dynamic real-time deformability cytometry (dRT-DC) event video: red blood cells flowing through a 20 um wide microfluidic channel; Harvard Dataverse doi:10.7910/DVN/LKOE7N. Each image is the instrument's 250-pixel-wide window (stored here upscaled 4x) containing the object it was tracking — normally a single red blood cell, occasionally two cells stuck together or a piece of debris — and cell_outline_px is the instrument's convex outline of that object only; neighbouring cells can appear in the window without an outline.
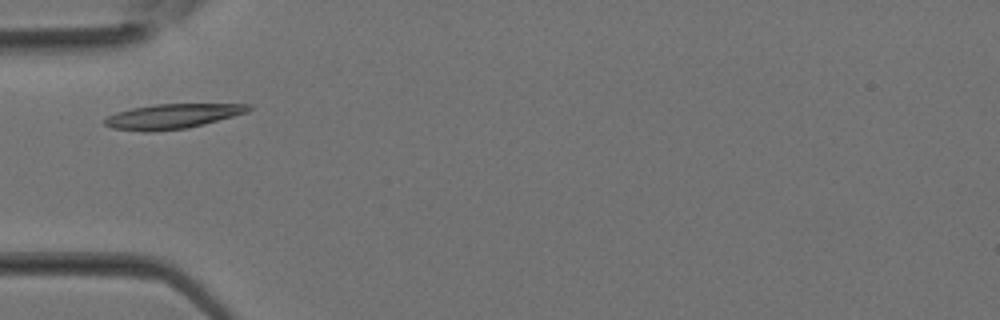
{"species": "Egyptian fruit bat (a non-hibernating species)", "species_latin": "Rousettus aegyptiacus", "temperature_condition": "room temperature", "stored_images_in_passage": 24, "camera_frame_rate_fps": 3000, "um_per_image_px": 0.085, "animal": {"sex": "female"}, "frame": {"image": 1, "passage_image": 2, "time_ms": 0.333, "image_size_px": [1000, 320], "cell_outline_px": [[252, 108], [248, 112], [204, 124], [188, 128], [152, 132], [144, 132], [112, 128], [104, 124], [104, 120], [108, 116], [116, 112], [132, 108], [156, 104], [252, 104]], "centroid_in_image_um": [14.65, 9.89], "position_along_channel_um": 70.3, "area_um2": 20.81}}
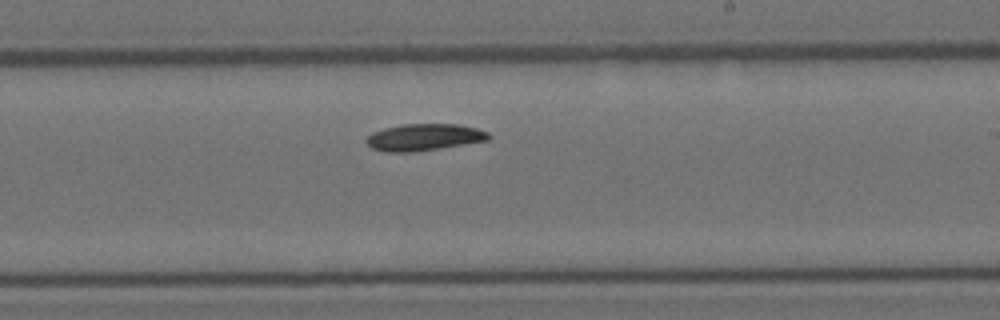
{"frame": {"image": 2, "passage_image": 11, "time_ms": 3.333, "image_size_px": [1000, 320], "cell_outline_px": [[492, 136], [488, 140], [440, 148], [412, 152], [388, 152], [372, 148], [364, 140], [372, 132], [384, 128], [400, 124], [456, 124], [476, 128], [488, 132]], "centroid_in_image_um": [36.03, 11.66], "position_along_channel_um": 253.0, "area_um2": 19.07}}
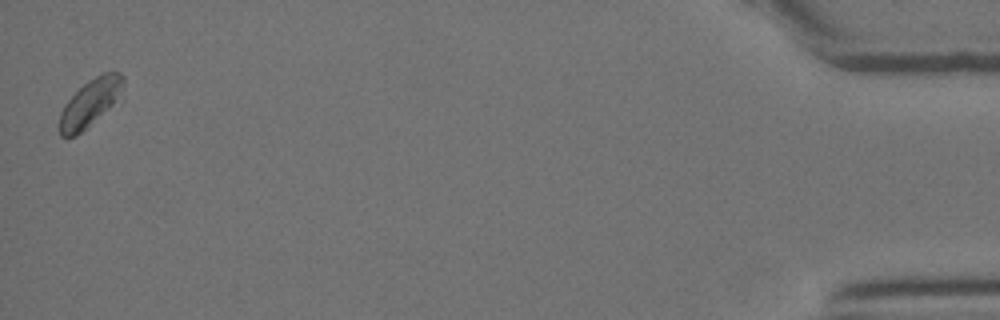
{"frame": {"image": 3, "passage_image": 24, "time_ms": 7.667, "image_size_px": [1000, 320], "cell_outline_px": [[124, 100], [76, 136], [60, 136], [60, 112], [64, 104], [88, 80], [104, 72], [120, 72], [124, 76]], "centroid_in_image_um": [7.79, 8.73], "position_along_channel_um": 427.4, "area_um2": 18.32}}